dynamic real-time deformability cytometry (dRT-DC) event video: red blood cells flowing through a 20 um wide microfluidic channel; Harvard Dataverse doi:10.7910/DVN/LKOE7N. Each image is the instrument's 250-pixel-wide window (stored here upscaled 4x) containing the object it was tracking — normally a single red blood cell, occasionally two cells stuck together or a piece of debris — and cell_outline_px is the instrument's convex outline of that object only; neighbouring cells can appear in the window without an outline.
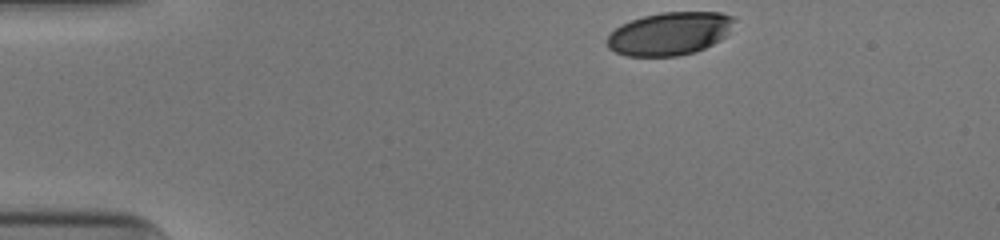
{"species": "human", "species_latin": "Homo sapiens", "temperature_condition": "cold", "stored_images_in_passage": 35, "camera_frame_rate_fps": 3000, "um_per_image_px": 0.085, "donor": {"sex": "male"}, "frame": {"image": 1, "passage_image": 1, "time_ms": 0.0, "image_size_px": [1000, 240], "cell_outline_px": [[732, 20], [724, 36], [720, 40], [696, 52], [676, 56], [624, 56], [608, 48], [608, 36], [620, 24], [644, 16], [660, 12], [720, 12], [732, 16]], "centroid_in_image_um": [56.86, 2.86], "position_along_channel_um": 28.1, "area_um2": 31.44}}
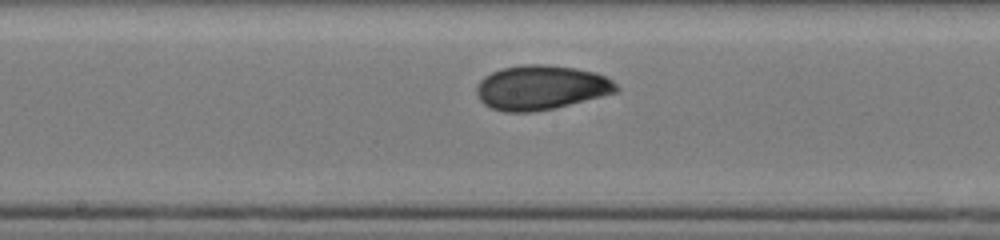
{"frame": {"image": 2, "passage_image": 20, "time_ms": 6.333, "image_size_px": [1000, 240], "cell_outline_px": [[620, 92], [556, 108], [532, 112], [504, 112], [492, 108], [484, 104], [480, 100], [476, 92], [476, 88], [480, 80], [484, 76], [492, 72], [504, 68], [524, 64], [544, 64], [576, 68], [596, 72], [612, 80], [620, 88]], "centroid_in_image_um": [46.02, 7.45], "position_along_channel_um": 202.2, "area_um2": 36.53}}
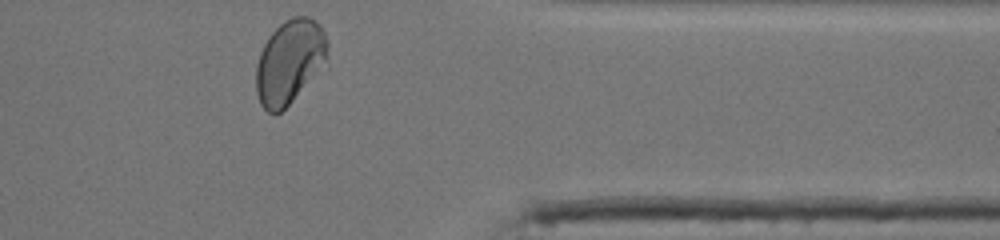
{"frame": {"image": 3, "passage_image": 35, "time_ms": 11.333, "image_size_px": [1000, 240], "cell_outline_px": [[328, 68], [276, 116], [268, 112], [260, 104], [256, 92], [256, 64], [260, 52], [268, 36], [284, 20], [292, 16], [308, 16], [320, 24], [328, 40]], "centroid_in_image_um": [24.68, 5.28], "position_along_channel_um": 386.7, "area_um2": 36.3}, "authors_computed_cell_mechanics": {"area_um2": 35.4314, "velocity_mm_per_s": 3.9342, "shape_relaxation_time_tau1_ms": 5.2349, "shape_relaxation_time_tau2_ms": 1.1373, "deformation_change_tau1": 0.1513, "deformation_change_tau2": 0.044}}